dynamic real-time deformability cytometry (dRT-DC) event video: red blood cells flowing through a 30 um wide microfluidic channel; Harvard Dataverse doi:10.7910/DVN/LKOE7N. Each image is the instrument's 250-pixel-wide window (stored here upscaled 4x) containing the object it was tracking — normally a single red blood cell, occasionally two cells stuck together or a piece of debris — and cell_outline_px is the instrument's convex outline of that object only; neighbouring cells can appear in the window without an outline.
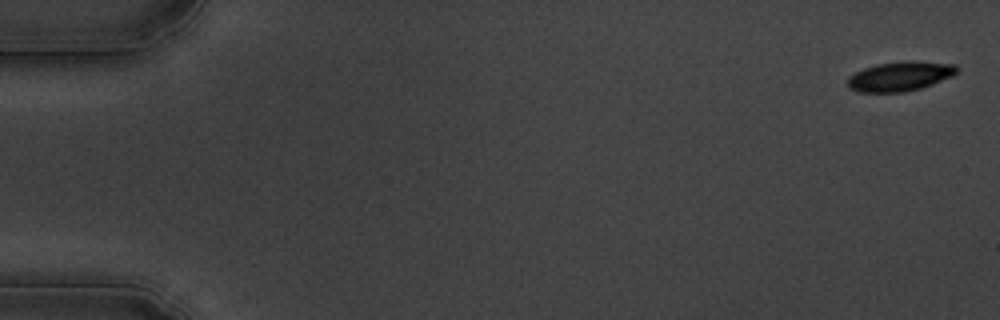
{"species": "common noctule bat (a hibernating species)", "species_latin": "Nyctalus noctula", "temperature_condition": "cold", "stored_images_in_passage": 56, "camera_frame_rate_fps": 3000, "um_per_image_px": 0.085, "animal": {"sex": "male", "body_mass_g": 19.5, "forearm_length_mm": 54.6}, "frame": {"image": 1, "passage_image": 2, "time_ms": 0.333, "image_size_px": [1000, 320], "cell_outline_px": [[956, 72], [952, 76], [932, 84], [920, 88], [904, 92], [856, 92], [848, 88], [848, 76], [864, 68], [876, 64], [908, 60], [912, 60], [956, 64]], "centroid_in_image_um": [76.47, 6.48], "position_along_channel_um": 8.5, "area_um2": 18.84}}
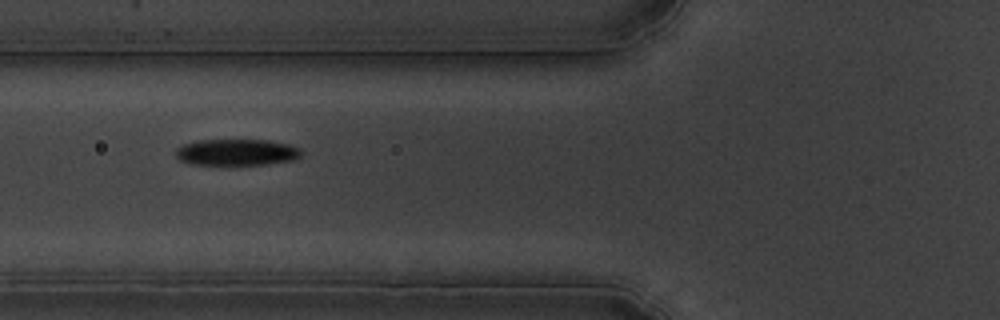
{"frame": {"image": 2, "passage_image": 22, "time_ms": 7.0, "image_size_px": [1000, 320], "cell_outline_px": [[304, 152], [300, 156], [292, 160], [264, 164], [192, 164], [180, 160], [176, 156], [176, 148], [184, 144], [196, 140], [268, 140], [288, 144], [300, 148]], "centroid_in_image_um": [20.12, 12.93], "position_along_channel_um": 105.7, "area_um2": 19.19}}
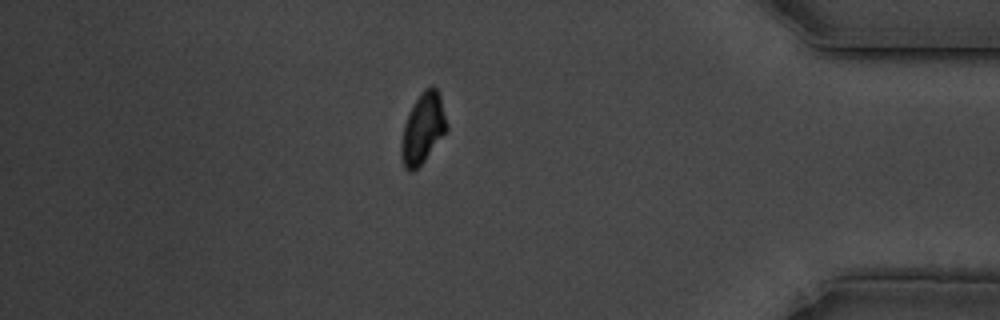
{"frame": {"image": 3, "passage_image": 49, "time_ms": 16.0, "image_size_px": [1000, 320], "cell_outline_px": [[448, 128], [424, 160], [412, 172], [408, 172], [404, 168], [400, 156], [400, 144], [404, 124], [420, 92], [424, 88], [432, 84], [436, 88], [440, 96], [448, 124]], "centroid_in_image_um": [35.93, 10.91], "position_along_channel_um": 399.3, "area_um2": 18.5}, "authors_computed_cell_mechanics": {"area_um2": 19.652, "velocity_mm_per_s": 3.632, "shape_relaxation_time_tau1_ms": 2.4052, "shape_relaxation_time_tau2_ms": null, "deformation_change_tau1": 0.1195, "deformation_change_tau2": null}}